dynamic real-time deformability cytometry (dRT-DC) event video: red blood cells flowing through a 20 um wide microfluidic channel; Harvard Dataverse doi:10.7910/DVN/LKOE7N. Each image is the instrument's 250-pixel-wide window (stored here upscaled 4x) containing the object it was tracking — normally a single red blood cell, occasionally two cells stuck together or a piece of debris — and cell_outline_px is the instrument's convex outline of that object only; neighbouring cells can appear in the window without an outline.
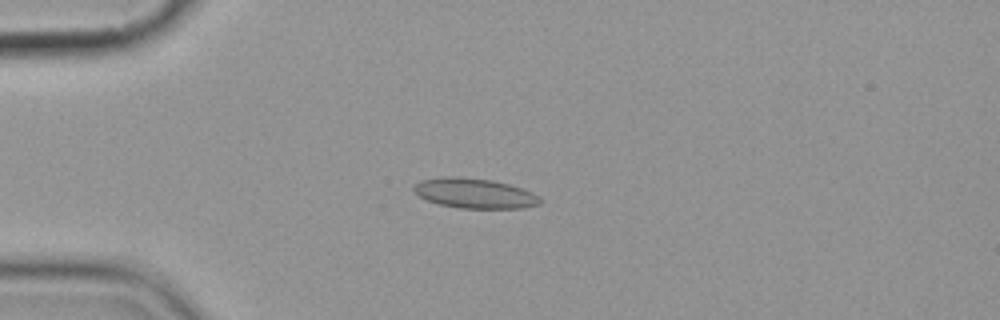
{"species": "common noctule bat (a hibernating species)", "species_latin": "Nyctalus noctula", "temperature_condition": "cold", "stored_images_in_passage": 5, "camera_frame_rate_fps": 3000, "um_per_image_px": 0.085, "animal": {"sex": "female", "body_mass_g": 19.9}, "frame": {"image": 1, "passage_image": 3, "time_ms": 3.333, "image_size_px": [1000, 320], "cell_outline_px": [[540, 204], [524, 208], [460, 208], [440, 204], [428, 200], [420, 196], [412, 188], [420, 180], [444, 176], [460, 176], [492, 180], [508, 184], [532, 192], [540, 196]], "centroid_in_image_um": [40.35, 16.42], "position_along_channel_um": 44.7, "area_um2": 21.96}}
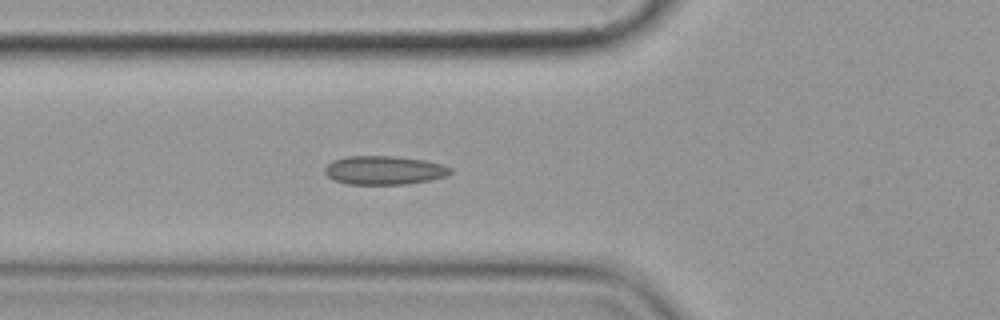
{"frame": {"image": 2, "passage_image": 5, "time_ms": 5.333, "image_size_px": [1000, 320], "cell_outline_px": [[452, 172], [444, 176], [428, 180], [404, 184], [348, 184], [332, 180], [324, 172], [324, 168], [332, 160], [348, 156], [396, 156], [424, 160], [440, 164], [452, 168]], "centroid_in_image_um": [32.6, 14.46], "position_along_channel_um": 93.2, "area_um2": 20.92}}